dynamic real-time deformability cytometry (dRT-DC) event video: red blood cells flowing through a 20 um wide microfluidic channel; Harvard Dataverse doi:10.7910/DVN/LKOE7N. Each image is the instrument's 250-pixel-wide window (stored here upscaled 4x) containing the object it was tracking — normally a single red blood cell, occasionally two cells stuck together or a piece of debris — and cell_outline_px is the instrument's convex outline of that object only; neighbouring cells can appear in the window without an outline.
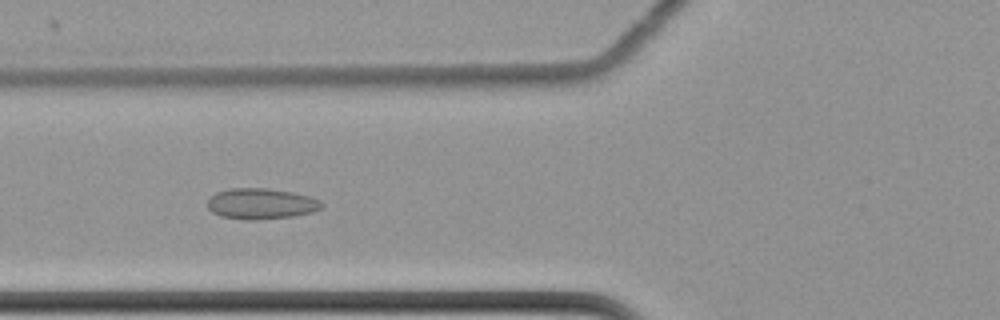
{"species": "common noctule bat (a hibernating species)", "species_latin": "Nyctalus noctula", "temperature_condition": "cold", "stored_images_in_passage": 50, "camera_frame_rate_fps": 3000, "um_per_image_px": 0.085, "animal": {"sex": "female", "body_mass_g": 22.7, "forearm_length_mm": 54.2}, "frame": {"image": 1, "passage_image": 14, "time_ms": 4.333, "image_size_px": [1000, 320], "cell_outline_px": [[324, 204], [320, 208], [312, 212], [292, 216], [252, 220], [248, 220], [220, 216], [212, 212], [208, 208], [208, 200], [216, 192], [232, 188], [268, 188], [292, 192], [308, 196], [320, 200]], "centroid_in_image_um": [22.18, 17.31], "position_along_channel_um": 103.6, "area_um2": 20.35}}
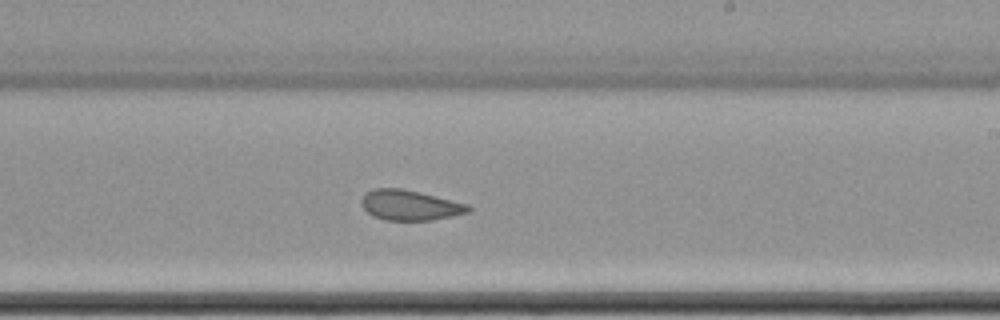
{"frame": {"image": 2, "passage_image": 27, "time_ms": 8.667, "image_size_px": [1000, 320], "cell_outline_px": [[472, 208], [468, 212], [432, 220], [384, 220], [372, 216], [360, 204], [360, 200], [372, 188], [400, 188], [420, 192], [468, 204]], "centroid_in_image_um": [34.82, 17.44], "position_along_channel_um": 254.2, "area_um2": 18.73}}
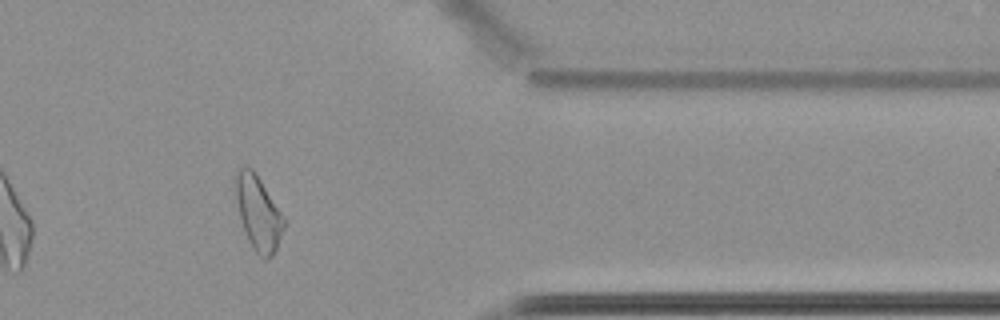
{"frame": {"image": 3, "passage_image": 40, "time_ms": 13.0, "image_size_px": [1000, 320], "cell_outline_px": [[284, 228], [276, 248], [272, 256], [268, 260], [264, 260], [252, 248], [248, 240], [240, 216], [236, 200], [232, 180], [236, 168], [252, 168], [256, 172], [280, 212], [284, 220]], "centroid_in_image_um": [21.9, 18.07], "position_along_channel_um": 389.5, "area_um2": 20.87}, "authors_computed_cell_mechanics": {"area_um2": 20.3456, "velocity_mm_per_s": 3.4714, "shape_relaxation_time_tau1_ms": null, "shape_relaxation_time_tau2_ms": 2.1198, "deformation_change_tau1": null, "deformation_change_tau2": 0.0822}}